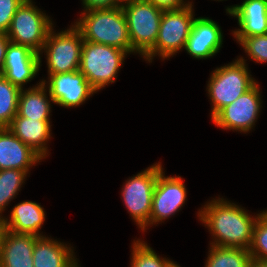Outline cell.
Returning <instances> with one entry per match:
<instances>
[{
  "label": "cell",
  "mask_w": 267,
  "mask_h": 267,
  "mask_svg": "<svg viewBox=\"0 0 267 267\" xmlns=\"http://www.w3.org/2000/svg\"><path fill=\"white\" fill-rule=\"evenodd\" d=\"M205 267H249L252 256L243 248L211 245Z\"/></svg>",
  "instance_id": "7402d4cb"
},
{
  "label": "cell",
  "mask_w": 267,
  "mask_h": 267,
  "mask_svg": "<svg viewBox=\"0 0 267 267\" xmlns=\"http://www.w3.org/2000/svg\"><path fill=\"white\" fill-rule=\"evenodd\" d=\"M77 261L76 259H74L70 264H68L66 267H79V265H77Z\"/></svg>",
  "instance_id": "836d02e7"
},
{
  "label": "cell",
  "mask_w": 267,
  "mask_h": 267,
  "mask_svg": "<svg viewBox=\"0 0 267 267\" xmlns=\"http://www.w3.org/2000/svg\"><path fill=\"white\" fill-rule=\"evenodd\" d=\"M24 0H0V33H7L18 7Z\"/></svg>",
  "instance_id": "83f0119b"
},
{
  "label": "cell",
  "mask_w": 267,
  "mask_h": 267,
  "mask_svg": "<svg viewBox=\"0 0 267 267\" xmlns=\"http://www.w3.org/2000/svg\"><path fill=\"white\" fill-rule=\"evenodd\" d=\"M41 159L8 127L0 128V170L18 169L28 172L29 168Z\"/></svg>",
  "instance_id": "9a60e30c"
},
{
  "label": "cell",
  "mask_w": 267,
  "mask_h": 267,
  "mask_svg": "<svg viewBox=\"0 0 267 267\" xmlns=\"http://www.w3.org/2000/svg\"><path fill=\"white\" fill-rule=\"evenodd\" d=\"M11 43L7 34L0 33V72L5 62V55L7 52L8 45Z\"/></svg>",
  "instance_id": "4dcf8cb0"
},
{
  "label": "cell",
  "mask_w": 267,
  "mask_h": 267,
  "mask_svg": "<svg viewBox=\"0 0 267 267\" xmlns=\"http://www.w3.org/2000/svg\"><path fill=\"white\" fill-rule=\"evenodd\" d=\"M246 66L245 60L241 57L227 66L215 69L212 73L207 88L213 103L211 119L256 84Z\"/></svg>",
  "instance_id": "5b68a950"
},
{
  "label": "cell",
  "mask_w": 267,
  "mask_h": 267,
  "mask_svg": "<svg viewBox=\"0 0 267 267\" xmlns=\"http://www.w3.org/2000/svg\"><path fill=\"white\" fill-rule=\"evenodd\" d=\"M131 267H171L174 262L160 258L144 241H134Z\"/></svg>",
  "instance_id": "d4e9b609"
},
{
  "label": "cell",
  "mask_w": 267,
  "mask_h": 267,
  "mask_svg": "<svg viewBox=\"0 0 267 267\" xmlns=\"http://www.w3.org/2000/svg\"><path fill=\"white\" fill-rule=\"evenodd\" d=\"M40 63L39 53L28 46L10 43L0 74L13 85L23 89V84L31 81L39 71Z\"/></svg>",
  "instance_id": "4fadbf2b"
},
{
  "label": "cell",
  "mask_w": 267,
  "mask_h": 267,
  "mask_svg": "<svg viewBox=\"0 0 267 267\" xmlns=\"http://www.w3.org/2000/svg\"><path fill=\"white\" fill-rule=\"evenodd\" d=\"M71 247L61 242L40 236L35 240L33 250L34 267H66L75 257Z\"/></svg>",
  "instance_id": "ffe728a7"
},
{
  "label": "cell",
  "mask_w": 267,
  "mask_h": 267,
  "mask_svg": "<svg viewBox=\"0 0 267 267\" xmlns=\"http://www.w3.org/2000/svg\"><path fill=\"white\" fill-rule=\"evenodd\" d=\"M171 267H180L178 264L174 263Z\"/></svg>",
  "instance_id": "e575fe53"
},
{
  "label": "cell",
  "mask_w": 267,
  "mask_h": 267,
  "mask_svg": "<svg viewBox=\"0 0 267 267\" xmlns=\"http://www.w3.org/2000/svg\"><path fill=\"white\" fill-rule=\"evenodd\" d=\"M182 180L180 176L165 177L163 171L158 175L148 226L169 218L183 206L186 188Z\"/></svg>",
  "instance_id": "7c38bea8"
},
{
  "label": "cell",
  "mask_w": 267,
  "mask_h": 267,
  "mask_svg": "<svg viewBox=\"0 0 267 267\" xmlns=\"http://www.w3.org/2000/svg\"><path fill=\"white\" fill-rule=\"evenodd\" d=\"M46 81L42 80L39 85L29 88L28 90H20L18 98V112L21 117L50 120V101L46 94Z\"/></svg>",
  "instance_id": "44dd1931"
},
{
  "label": "cell",
  "mask_w": 267,
  "mask_h": 267,
  "mask_svg": "<svg viewBox=\"0 0 267 267\" xmlns=\"http://www.w3.org/2000/svg\"><path fill=\"white\" fill-rule=\"evenodd\" d=\"M81 15L83 16L75 22V26L80 30L83 40L114 46L127 53L132 52L122 6L84 11Z\"/></svg>",
  "instance_id": "7a4b0ae2"
},
{
  "label": "cell",
  "mask_w": 267,
  "mask_h": 267,
  "mask_svg": "<svg viewBox=\"0 0 267 267\" xmlns=\"http://www.w3.org/2000/svg\"><path fill=\"white\" fill-rule=\"evenodd\" d=\"M52 21L35 7L31 0H24L18 7L7 31L11 43L25 45L41 54Z\"/></svg>",
  "instance_id": "8992f818"
},
{
  "label": "cell",
  "mask_w": 267,
  "mask_h": 267,
  "mask_svg": "<svg viewBox=\"0 0 267 267\" xmlns=\"http://www.w3.org/2000/svg\"><path fill=\"white\" fill-rule=\"evenodd\" d=\"M237 41L243 46V49L248 53V56L256 62H267V34L236 37Z\"/></svg>",
  "instance_id": "4316f807"
},
{
  "label": "cell",
  "mask_w": 267,
  "mask_h": 267,
  "mask_svg": "<svg viewBox=\"0 0 267 267\" xmlns=\"http://www.w3.org/2000/svg\"><path fill=\"white\" fill-rule=\"evenodd\" d=\"M48 78L49 99L60 106H79L97 92L79 70L50 74Z\"/></svg>",
  "instance_id": "8fae6325"
},
{
  "label": "cell",
  "mask_w": 267,
  "mask_h": 267,
  "mask_svg": "<svg viewBox=\"0 0 267 267\" xmlns=\"http://www.w3.org/2000/svg\"><path fill=\"white\" fill-rule=\"evenodd\" d=\"M132 52L145 56L158 37L163 11L147 0H131L122 4Z\"/></svg>",
  "instance_id": "277c9868"
},
{
  "label": "cell",
  "mask_w": 267,
  "mask_h": 267,
  "mask_svg": "<svg viewBox=\"0 0 267 267\" xmlns=\"http://www.w3.org/2000/svg\"><path fill=\"white\" fill-rule=\"evenodd\" d=\"M219 25L209 18H195L185 50L197 59H207L219 52L223 35Z\"/></svg>",
  "instance_id": "5bb4252c"
},
{
  "label": "cell",
  "mask_w": 267,
  "mask_h": 267,
  "mask_svg": "<svg viewBox=\"0 0 267 267\" xmlns=\"http://www.w3.org/2000/svg\"><path fill=\"white\" fill-rule=\"evenodd\" d=\"M249 267H267V261L252 259Z\"/></svg>",
  "instance_id": "d6a6232c"
},
{
  "label": "cell",
  "mask_w": 267,
  "mask_h": 267,
  "mask_svg": "<svg viewBox=\"0 0 267 267\" xmlns=\"http://www.w3.org/2000/svg\"><path fill=\"white\" fill-rule=\"evenodd\" d=\"M162 169L161 163L158 162L127 180L122 189L125 206L142 231L148 227L153 192Z\"/></svg>",
  "instance_id": "9c48e42d"
},
{
  "label": "cell",
  "mask_w": 267,
  "mask_h": 267,
  "mask_svg": "<svg viewBox=\"0 0 267 267\" xmlns=\"http://www.w3.org/2000/svg\"><path fill=\"white\" fill-rule=\"evenodd\" d=\"M8 128L42 159L46 157L48 147L45 145L51 136L50 120L25 118L17 114Z\"/></svg>",
  "instance_id": "ac0fdd59"
},
{
  "label": "cell",
  "mask_w": 267,
  "mask_h": 267,
  "mask_svg": "<svg viewBox=\"0 0 267 267\" xmlns=\"http://www.w3.org/2000/svg\"><path fill=\"white\" fill-rule=\"evenodd\" d=\"M192 6L163 11L155 46L143 58L152 62L157 54L164 60L185 48L194 21Z\"/></svg>",
  "instance_id": "52a82bcc"
},
{
  "label": "cell",
  "mask_w": 267,
  "mask_h": 267,
  "mask_svg": "<svg viewBox=\"0 0 267 267\" xmlns=\"http://www.w3.org/2000/svg\"><path fill=\"white\" fill-rule=\"evenodd\" d=\"M27 173L18 169L0 170V213L5 210L11 199L16 197Z\"/></svg>",
  "instance_id": "cb8c5ba5"
},
{
  "label": "cell",
  "mask_w": 267,
  "mask_h": 267,
  "mask_svg": "<svg viewBox=\"0 0 267 267\" xmlns=\"http://www.w3.org/2000/svg\"><path fill=\"white\" fill-rule=\"evenodd\" d=\"M52 30L42 49L47 55L48 75L79 70L83 46L80 30L75 25L57 34Z\"/></svg>",
  "instance_id": "ba28073f"
},
{
  "label": "cell",
  "mask_w": 267,
  "mask_h": 267,
  "mask_svg": "<svg viewBox=\"0 0 267 267\" xmlns=\"http://www.w3.org/2000/svg\"><path fill=\"white\" fill-rule=\"evenodd\" d=\"M261 214L252 218L238 205L218 198L207 203L199 211L198 217L213 234L215 240L211 245L249 250L253 240L254 225Z\"/></svg>",
  "instance_id": "6da1fadb"
},
{
  "label": "cell",
  "mask_w": 267,
  "mask_h": 267,
  "mask_svg": "<svg viewBox=\"0 0 267 267\" xmlns=\"http://www.w3.org/2000/svg\"><path fill=\"white\" fill-rule=\"evenodd\" d=\"M6 231H7V228H6L5 218H3V216L1 217L0 215V249H1L3 238H4V234Z\"/></svg>",
  "instance_id": "1f68e13d"
},
{
  "label": "cell",
  "mask_w": 267,
  "mask_h": 267,
  "mask_svg": "<svg viewBox=\"0 0 267 267\" xmlns=\"http://www.w3.org/2000/svg\"><path fill=\"white\" fill-rule=\"evenodd\" d=\"M37 238L7 230L0 249V267H34L32 256Z\"/></svg>",
  "instance_id": "e0dca14e"
},
{
  "label": "cell",
  "mask_w": 267,
  "mask_h": 267,
  "mask_svg": "<svg viewBox=\"0 0 267 267\" xmlns=\"http://www.w3.org/2000/svg\"><path fill=\"white\" fill-rule=\"evenodd\" d=\"M257 83L234 102L222 108L212 121L223 129L248 132L260 112L261 98Z\"/></svg>",
  "instance_id": "30bf717a"
},
{
  "label": "cell",
  "mask_w": 267,
  "mask_h": 267,
  "mask_svg": "<svg viewBox=\"0 0 267 267\" xmlns=\"http://www.w3.org/2000/svg\"><path fill=\"white\" fill-rule=\"evenodd\" d=\"M84 11L94 10V9H111L118 6H122L121 0H82ZM121 4V5H120Z\"/></svg>",
  "instance_id": "f1b7e54d"
},
{
  "label": "cell",
  "mask_w": 267,
  "mask_h": 267,
  "mask_svg": "<svg viewBox=\"0 0 267 267\" xmlns=\"http://www.w3.org/2000/svg\"><path fill=\"white\" fill-rule=\"evenodd\" d=\"M153 3L158 9L162 11L178 10L191 5V2L185 4L183 0H147Z\"/></svg>",
  "instance_id": "f546056e"
},
{
  "label": "cell",
  "mask_w": 267,
  "mask_h": 267,
  "mask_svg": "<svg viewBox=\"0 0 267 267\" xmlns=\"http://www.w3.org/2000/svg\"><path fill=\"white\" fill-rule=\"evenodd\" d=\"M128 53L120 48L83 40L79 71L99 91L115 82V77Z\"/></svg>",
  "instance_id": "3957f363"
},
{
  "label": "cell",
  "mask_w": 267,
  "mask_h": 267,
  "mask_svg": "<svg viewBox=\"0 0 267 267\" xmlns=\"http://www.w3.org/2000/svg\"><path fill=\"white\" fill-rule=\"evenodd\" d=\"M249 251L252 259L267 261V213L265 211L255 222Z\"/></svg>",
  "instance_id": "484cf974"
},
{
  "label": "cell",
  "mask_w": 267,
  "mask_h": 267,
  "mask_svg": "<svg viewBox=\"0 0 267 267\" xmlns=\"http://www.w3.org/2000/svg\"><path fill=\"white\" fill-rule=\"evenodd\" d=\"M20 90L0 74V128L8 127L17 115Z\"/></svg>",
  "instance_id": "603a6c76"
},
{
  "label": "cell",
  "mask_w": 267,
  "mask_h": 267,
  "mask_svg": "<svg viewBox=\"0 0 267 267\" xmlns=\"http://www.w3.org/2000/svg\"><path fill=\"white\" fill-rule=\"evenodd\" d=\"M227 13L238 19L240 29L234 37H250L267 34V0H245L241 5L228 7Z\"/></svg>",
  "instance_id": "2e32d148"
},
{
  "label": "cell",
  "mask_w": 267,
  "mask_h": 267,
  "mask_svg": "<svg viewBox=\"0 0 267 267\" xmlns=\"http://www.w3.org/2000/svg\"><path fill=\"white\" fill-rule=\"evenodd\" d=\"M44 220L45 211L40 204L23 201L13 207L10 220L5 218V223L8 231L40 237L39 230Z\"/></svg>",
  "instance_id": "d6986e66"
}]
</instances>
